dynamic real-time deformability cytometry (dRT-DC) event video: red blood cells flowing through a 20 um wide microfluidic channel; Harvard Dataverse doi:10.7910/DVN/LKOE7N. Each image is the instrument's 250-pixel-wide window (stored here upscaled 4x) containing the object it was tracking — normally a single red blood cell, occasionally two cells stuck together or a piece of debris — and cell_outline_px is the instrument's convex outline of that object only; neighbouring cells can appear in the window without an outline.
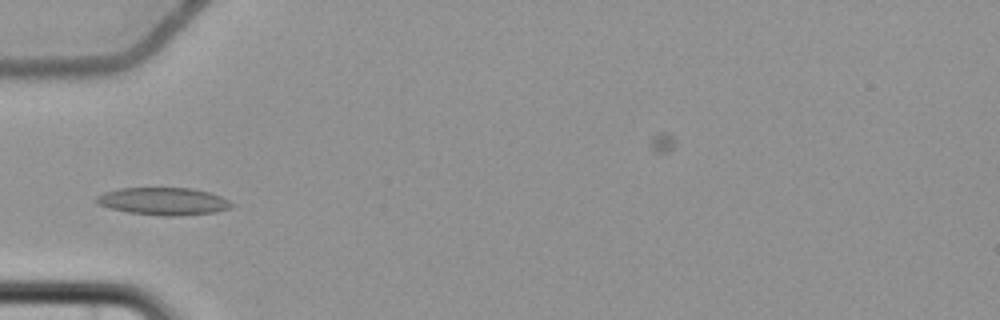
{"species": "common noctule bat (a hibernating species)", "species_latin": "Nyctalus noctula", "temperature_condition": "cold", "stored_images_in_passage": 7, "camera_frame_rate_fps": 3000, "um_per_image_px": 0.085, "animal": {"sex": "female", "body_mass_g": 22.7, "forearm_length_mm": 54.2}, "frame": {"image": 1, "passage_image": 6, "time_ms": 6.0, "image_size_px": [1000, 320], "cell_outline_px": [[236, 204], [232, 208], [216, 212], [180, 216], [164, 216], [128, 212], [96, 204], [92, 200], [96, 196], [104, 192], [120, 188], [192, 188], [208, 192], [220, 196]], "centroid_in_image_um": [13.9, 17.11], "position_along_channel_um": 71.1, "area_um2": 21.85}}
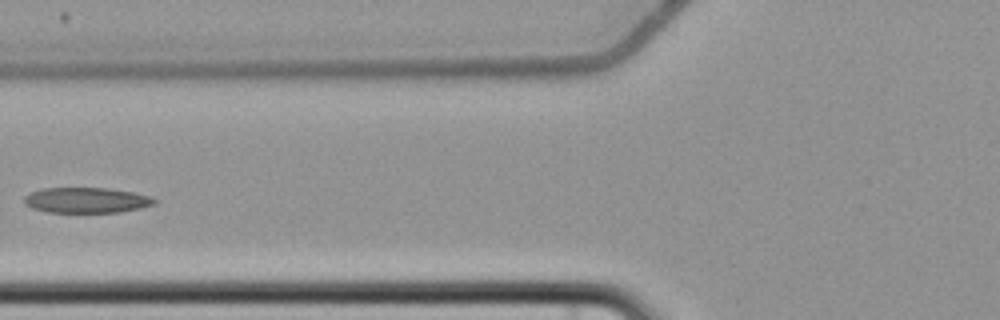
{"frame": {"image": 2, "passage_image": 7, "time_ms": 7.333, "image_size_px": [1000, 320], "cell_outline_px": [[156, 204], [140, 208], [120, 212], [48, 212], [32, 208], [24, 204], [24, 196], [32, 192], [44, 188], [108, 188], [132, 192], [152, 196], [156, 200]], "centroid_in_image_um": [7.36, 17.02], "position_along_channel_um": 118.4, "area_um2": 19.31}}